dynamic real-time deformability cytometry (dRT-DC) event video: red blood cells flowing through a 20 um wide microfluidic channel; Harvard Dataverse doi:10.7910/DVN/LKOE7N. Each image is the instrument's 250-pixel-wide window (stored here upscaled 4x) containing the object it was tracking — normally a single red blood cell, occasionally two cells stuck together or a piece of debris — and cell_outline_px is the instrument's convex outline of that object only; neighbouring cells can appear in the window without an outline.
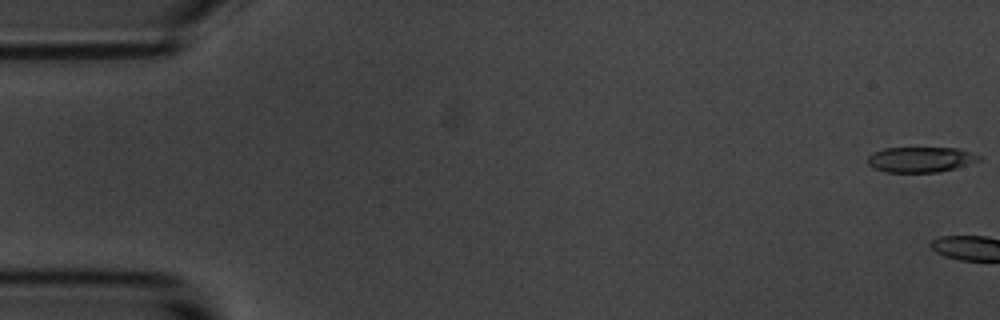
{"species": "common noctule bat (a hibernating species)", "species_latin": "Nyctalus noctula", "temperature_condition": "room temperature", "stored_images_in_passage": 3, "camera_frame_rate_fps": 3000, "um_per_image_px": 0.085, "animal": {"sex": "male", "body_mass_g": 20.1, "forearm_length_mm": 53.5}, "frame": {"image": 1, "passage_image": 1, "time_ms": 0.0, "image_size_px": [1000, 320], "cell_outline_px": [[984, 156], [980, 160], [956, 168], [936, 172], [884, 172], [872, 168], [868, 164], [868, 156], [872, 152], [884, 148], [960, 148]], "centroid_in_image_um": [78.26, 13.55], "position_along_channel_um": 6.7, "area_um2": 16.65}}